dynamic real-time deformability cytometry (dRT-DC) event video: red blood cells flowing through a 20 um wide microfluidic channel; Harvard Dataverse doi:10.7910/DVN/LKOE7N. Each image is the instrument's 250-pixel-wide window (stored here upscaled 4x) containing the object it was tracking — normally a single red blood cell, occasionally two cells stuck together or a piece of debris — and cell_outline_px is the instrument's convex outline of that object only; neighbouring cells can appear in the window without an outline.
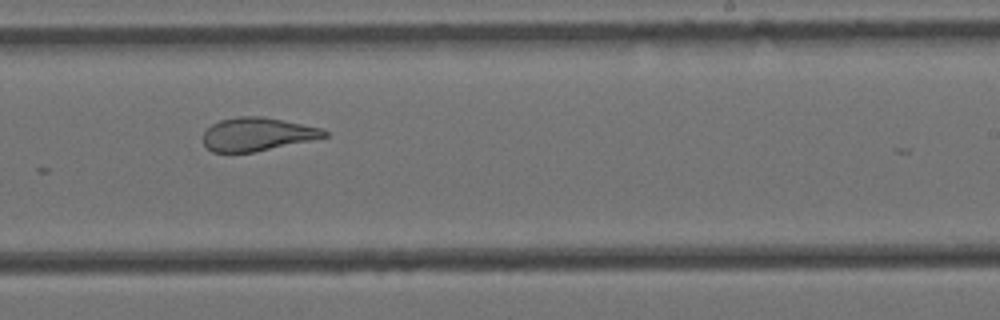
{"species": "Egyptian fruit bat (a non-hibernating species)", "species_latin": "Rousettus aegyptiacus", "temperature_condition": "cold", "stored_images_in_passage": 15, "camera_frame_rate_fps": 3000, "um_per_image_px": 0.085, "animal": {"sex": "female"}, "frame": {"image": 1, "passage_image": 9, "time_ms": 2.667, "image_size_px": [1000, 320], "cell_outline_px": [[328, 136], [312, 140], [252, 152], [212, 152], [204, 144], [204, 132], [212, 124], [220, 120], [240, 116], [260, 116], [284, 120], [324, 128], [328, 132]], "centroid_in_image_um": [21.9, 11.4], "position_along_channel_um": 267.1, "area_um2": 23.41}}
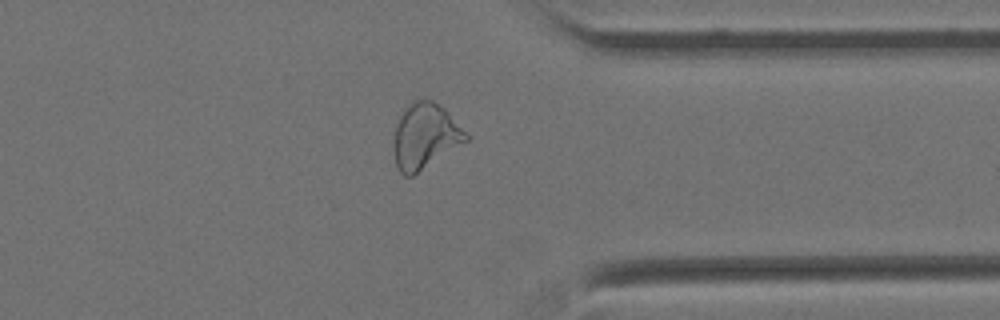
{"frame": {"image": 2, "passage_image": 12, "time_ms": 3.667, "image_size_px": [1000, 320], "cell_outline_px": [[468, 140], [412, 176], [404, 176], [396, 168], [396, 124], [404, 108], [412, 100], [420, 96], [432, 100], [444, 108], [448, 112], [468, 136]], "centroid_in_image_um": [36.13, 11.53], "position_along_channel_um": 375.3, "area_um2": 27.05}}